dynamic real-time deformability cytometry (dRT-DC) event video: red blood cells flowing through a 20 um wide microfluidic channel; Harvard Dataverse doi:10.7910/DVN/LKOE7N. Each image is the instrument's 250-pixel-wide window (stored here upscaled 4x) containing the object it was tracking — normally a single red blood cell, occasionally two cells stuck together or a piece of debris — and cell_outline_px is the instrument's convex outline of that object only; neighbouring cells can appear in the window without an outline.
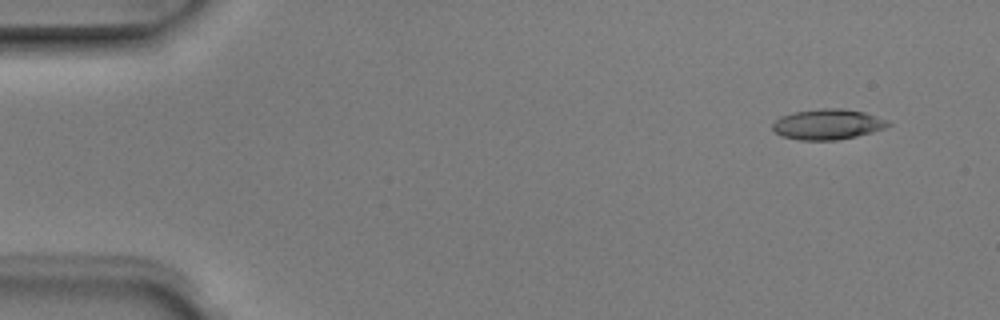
{"species": "Egyptian fruit bat (a non-hibernating species)", "species_latin": "Rousettus aegyptiacus", "temperature_condition": "room temperature", "stored_images_in_passage": 3, "camera_frame_rate_fps": 3000, "um_per_image_px": 0.085, "animal": {"sex": "male"}, "frame": {"image": 1, "passage_image": 1, "time_ms": 0.0, "image_size_px": [1000, 320], "cell_outline_px": [[892, 124], [884, 128], [872, 132], [856, 136], [836, 140], [800, 140], [780, 136], [772, 128], [772, 124], [780, 116], [792, 112], [820, 108], [840, 108], [864, 112], [888, 120]], "centroid_in_image_um": [70.33, 10.56], "position_along_channel_um": 14.7, "area_um2": 20.58}}